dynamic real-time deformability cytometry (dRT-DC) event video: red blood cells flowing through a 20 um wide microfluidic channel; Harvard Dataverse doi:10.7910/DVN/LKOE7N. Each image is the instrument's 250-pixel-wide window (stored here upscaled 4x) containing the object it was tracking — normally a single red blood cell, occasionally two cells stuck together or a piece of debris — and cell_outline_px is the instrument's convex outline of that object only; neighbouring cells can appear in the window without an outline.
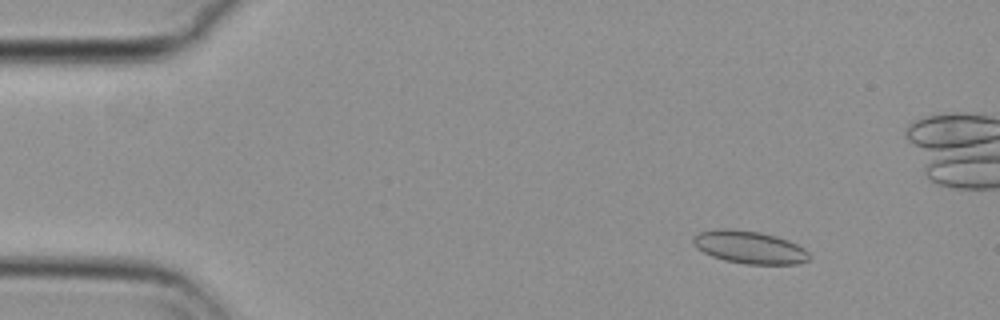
{"species": "common noctule bat (a hibernating species)", "species_latin": "Nyctalus noctula", "temperature_condition": "cold", "stored_images_in_passage": 18, "camera_frame_rate_fps": 3000, "um_per_image_px": 0.085, "animal": {"sex": "female", "body_mass_g": 29.2, "forearm_length_mm": 56.3}, "frame": {"image": 1, "passage_image": 8, "time_ms": 2.333, "image_size_px": [1000, 320], "cell_outline_px": [[808, 260], [796, 264], [744, 264], [724, 260], [712, 256], [696, 248], [692, 244], [692, 236], [700, 232], [720, 228], [732, 228], [760, 232], [776, 236], [788, 240], [804, 248], [808, 252]], "centroid_in_image_um": [63.66, 21.0], "position_along_channel_um": 21.3, "area_um2": 22.2}}